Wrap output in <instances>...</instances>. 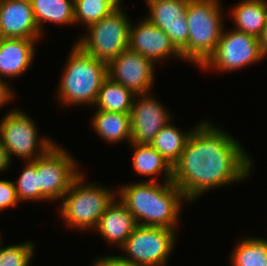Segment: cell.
Listing matches in <instances>:
<instances>
[{
    "instance_id": "1",
    "label": "cell",
    "mask_w": 267,
    "mask_h": 266,
    "mask_svg": "<svg viewBox=\"0 0 267 266\" xmlns=\"http://www.w3.org/2000/svg\"><path fill=\"white\" fill-rule=\"evenodd\" d=\"M213 124L206 119L194 126L173 166L172 182L188 203L216 187L243 182L252 173L254 164L246 149Z\"/></svg>"
},
{
    "instance_id": "2",
    "label": "cell",
    "mask_w": 267,
    "mask_h": 266,
    "mask_svg": "<svg viewBox=\"0 0 267 266\" xmlns=\"http://www.w3.org/2000/svg\"><path fill=\"white\" fill-rule=\"evenodd\" d=\"M117 190V198L137 225L176 230L182 203L187 200L172 181H139L122 185Z\"/></svg>"
},
{
    "instance_id": "3",
    "label": "cell",
    "mask_w": 267,
    "mask_h": 266,
    "mask_svg": "<svg viewBox=\"0 0 267 266\" xmlns=\"http://www.w3.org/2000/svg\"><path fill=\"white\" fill-rule=\"evenodd\" d=\"M64 64L57 94L58 104L93 106L102 83L108 78V64L72 45Z\"/></svg>"
},
{
    "instance_id": "4",
    "label": "cell",
    "mask_w": 267,
    "mask_h": 266,
    "mask_svg": "<svg viewBox=\"0 0 267 266\" xmlns=\"http://www.w3.org/2000/svg\"><path fill=\"white\" fill-rule=\"evenodd\" d=\"M220 0H189L186 11L188 42L180 51L183 61L200 68L215 52L224 28ZM224 14V15H223Z\"/></svg>"
},
{
    "instance_id": "5",
    "label": "cell",
    "mask_w": 267,
    "mask_h": 266,
    "mask_svg": "<svg viewBox=\"0 0 267 266\" xmlns=\"http://www.w3.org/2000/svg\"><path fill=\"white\" fill-rule=\"evenodd\" d=\"M81 173L62 197L59 214L68 228L93 230L107 207L117 198V191L85 181ZM88 183V184H87ZM114 190V191H113Z\"/></svg>"
},
{
    "instance_id": "6",
    "label": "cell",
    "mask_w": 267,
    "mask_h": 266,
    "mask_svg": "<svg viewBox=\"0 0 267 266\" xmlns=\"http://www.w3.org/2000/svg\"><path fill=\"white\" fill-rule=\"evenodd\" d=\"M123 6L113 10L98 22L87 26V34L78 37L75 43L86 53L107 64L129 48L131 20Z\"/></svg>"
},
{
    "instance_id": "7",
    "label": "cell",
    "mask_w": 267,
    "mask_h": 266,
    "mask_svg": "<svg viewBox=\"0 0 267 266\" xmlns=\"http://www.w3.org/2000/svg\"><path fill=\"white\" fill-rule=\"evenodd\" d=\"M28 115L15 108L1 118L0 139L11 161L12 156L19 157L23 162L34 161L55 144L52 138L38 136L36 123Z\"/></svg>"
},
{
    "instance_id": "8",
    "label": "cell",
    "mask_w": 267,
    "mask_h": 266,
    "mask_svg": "<svg viewBox=\"0 0 267 266\" xmlns=\"http://www.w3.org/2000/svg\"><path fill=\"white\" fill-rule=\"evenodd\" d=\"M176 230L137 225L119 256L137 266H166L177 240ZM124 255V256H123Z\"/></svg>"
},
{
    "instance_id": "9",
    "label": "cell",
    "mask_w": 267,
    "mask_h": 266,
    "mask_svg": "<svg viewBox=\"0 0 267 266\" xmlns=\"http://www.w3.org/2000/svg\"><path fill=\"white\" fill-rule=\"evenodd\" d=\"M78 163L67 149L54 144L36 159L41 201H61L73 181L82 173Z\"/></svg>"
},
{
    "instance_id": "10",
    "label": "cell",
    "mask_w": 267,
    "mask_h": 266,
    "mask_svg": "<svg viewBox=\"0 0 267 266\" xmlns=\"http://www.w3.org/2000/svg\"><path fill=\"white\" fill-rule=\"evenodd\" d=\"M264 60L259 38L235 29L222 31L215 52L199 68L203 71L214 69L230 72Z\"/></svg>"
},
{
    "instance_id": "11",
    "label": "cell",
    "mask_w": 267,
    "mask_h": 266,
    "mask_svg": "<svg viewBox=\"0 0 267 266\" xmlns=\"http://www.w3.org/2000/svg\"><path fill=\"white\" fill-rule=\"evenodd\" d=\"M155 65L151 59L127 48L108 63V77L135 95L148 94L155 84Z\"/></svg>"
},
{
    "instance_id": "12",
    "label": "cell",
    "mask_w": 267,
    "mask_h": 266,
    "mask_svg": "<svg viewBox=\"0 0 267 266\" xmlns=\"http://www.w3.org/2000/svg\"><path fill=\"white\" fill-rule=\"evenodd\" d=\"M150 94L135 95L130 110L132 143L150 144L162 127L173 119L169 109Z\"/></svg>"
},
{
    "instance_id": "13",
    "label": "cell",
    "mask_w": 267,
    "mask_h": 266,
    "mask_svg": "<svg viewBox=\"0 0 267 266\" xmlns=\"http://www.w3.org/2000/svg\"><path fill=\"white\" fill-rule=\"evenodd\" d=\"M138 24L130 23L129 48L155 64L163 63L166 58L173 57L183 60L181 52L174 46L168 35L146 18L140 19Z\"/></svg>"
},
{
    "instance_id": "14",
    "label": "cell",
    "mask_w": 267,
    "mask_h": 266,
    "mask_svg": "<svg viewBox=\"0 0 267 266\" xmlns=\"http://www.w3.org/2000/svg\"><path fill=\"white\" fill-rule=\"evenodd\" d=\"M189 0H151L145 17L164 31L174 46L181 51L188 42L186 11Z\"/></svg>"
},
{
    "instance_id": "15",
    "label": "cell",
    "mask_w": 267,
    "mask_h": 266,
    "mask_svg": "<svg viewBox=\"0 0 267 266\" xmlns=\"http://www.w3.org/2000/svg\"><path fill=\"white\" fill-rule=\"evenodd\" d=\"M43 36L35 21L30 0H0L1 38L39 41Z\"/></svg>"
},
{
    "instance_id": "16",
    "label": "cell",
    "mask_w": 267,
    "mask_h": 266,
    "mask_svg": "<svg viewBox=\"0 0 267 266\" xmlns=\"http://www.w3.org/2000/svg\"><path fill=\"white\" fill-rule=\"evenodd\" d=\"M38 41L25 38L0 37V78H18L25 73L35 58ZM6 77V78H5Z\"/></svg>"
},
{
    "instance_id": "17",
    "label": "cell",
    "mask_w": 267,
    "mask_h": 266,
    "mask_svg": "<svg viewBox=\"0 0 267 266\" xmlns=\"http://www.w3.org/2000/svg\"><path fill=\"white\" fill-rule=\"evenodd\" d=\"M117 198L107 207L93 229L100 234L108 244L116 245L119 249L125 244L137 223L125 205Z\"/></svg>"
},
{
    "instance_id": "18",
    "label": "cell",
    "mask_w": 267,
    "mask_h": 266,
    "mask_svg": "<svg viewBox=\"0 0 267 266\" xmlns=\"http://www.w3.org/2000/svg\"><path fill=\"white\" fill-rule=\"evenodd\" d=\"M131 144L134 154L132 157V166L136 174L141 176H151L149 181L157 182L160 174L163 176V182L172 181L173 167L166 159L157 152L150 144ZM154 176V177H153Z\"/></svg>"
},
{
    "instance_id": "19",
    "label": "cell",
    "mask_w": 267,
    "mask_h": 266,
    "mask_svg": "<svg viewBox=\"0 0 267 266\" xmlns=\"http://www.w3.org/2000/svg\"><path fill=\"white\" fill-rule=\"evenodd\" d=\"M91 126L104 142L118 144L126 140L131 142L130 114L94 110Z\"/></svg>"
},
{
    "instance_id": "20",
    "label": "cell",
    "mask_w": 267,
    "mask_h": 266,
    "mask_svg": "<svg viewBox=\"0 0 267 266\" xmlns=\"http://www.w3.org/2000/svg\"><path fill=\"white\" fill-rule=\"evenodd\" d=\"M232 8L233 29L259 37L267 20V1L242 0Z\"/></svg>"
},
{
    "instance_id": "21",
    "label": "cell",
    "mask_w": 267,
    "mask_h": 266,
    "mask_svg": "<svg viewBox=\"0 0 267 266\" xmlns=\"http://www.w3.org/2000/svg\"><path fill=\"white\" fill-rule=\"evenodd\" d=\"M35 21L44 35L43 24L75 25L74 0H30ZM46 22V23H45Z\"/></svg>"
},
{
    "instance_id": "22",
    "label": "cell",
    "mask_w": 267,
    "mask_h": 266,
    "mask_svg": "<svg viewBox=\"0 0 267 266\" xmlns=\"http://www.w3.org/2000/svg\"><path fill=\"white\" fill-rule=\"evenodd\" d=\"M172 121L162 127L150 145L173 167L180 159L191 130L182 131Z\"/></svg>"
},
{
    "instance_id": "23",
    "label": "cell",
    "mask_w": 267,
    "mask_h": 266,
    "mask_svg": "<svg viewBox=\"0 0 267 266\" xmlns=\"http://www.w3.org/2000/svg\"><path fill=\"white\" fill-rule=\"evenodd\" d=\"M135 94L109 77L102 83L93 106L96 110L130 114Z\"/></svg>"
},
{
    "instance_id": "24",
    "label": "cell",
    "mask_w": 267,
    "mask_h": 266,
    "mask_svg": "<svg viewBox=\"0 0 267 266\" xmlns=\"http://www.w3.org/2000/svg\"><path fill=\"white\" fill-rule=\"evenodd\" d=\"M231 266H267V239L243 237L230 256Z\"/></svg>"
},
{
    "instance_id": "25",
    "label": "cell",
    "mask_w": 267,
    "mask_h": 266,
    "mask_svg": "<svg viewBox=\"0 0 267 266\" xmlns=\"http://www.w3.org/2000/svg\"><path fill=\"white\" fill-rule=\"evenodd\" d=\"M20 177L13 181L18 200L40 201L41 191L39 188L38 173L36 170V160L26 161Z\"/></svg>"
},
{
    "instance_id": "26",
    "label": "cell",
    "mask_w": 267,
    "mask_h": 266,
    "mask_svg": "<svg viewBox=\"0 0 267 266\" xmlns=\"http://www.w3.org/2000/svg\"><path fill=\"white\" fill-rule=\"evenodd\" d=\"M113 10L101 0H74L75 24L89 26L106 17Z\"/></svg>"
},
{
    "instance_id": "27",
    "label": "cell",
    "mask_w": 267,
    "mask_h": 266,
    "mask_svg": "<svg viewBox=\"0 0 267 266\" xmlns=\"http://www.w3.org/2000/svg\"><path fill=\"white\" fill-rule=\"evenodd\" d=\"M0 241V266H30L35 253L32 241L2 247Z\"/></svg>"
},
{
    "instance_id": "28",
    "label": "cell",
    "mask_w": 267,
    "mask_h": 266,
    "mask_svg": "<svg viewBox=\"0 0 267 266\" xmlns=\"http://www.w3.org/2000/svg\"><path fill=\"white\" fill-rule=\"evenodd\" d=\"M18 200L13 181L0 179V212L10 207H17Z\"/></svg>"
},
{
    "instance_id": "29",
    "label": "cell",
    "mask_w": 267,
    "mask_h": 266,
    "mask_svg": "<svg viewBox=\"0 0 267 266\" xmlns=\"http://www.w3.org/2000/svg\"><path fill=\"white\" fill-rule=\"evenodd\" d=\"M91 266H137L135 264L129 263L128 261L123 260L119 255H105L98 257L96 260H93Z\"/></svg>"
},
{
    "instance_id": "30",
    "label": "cell",
    "mask_w": 267,
    "mask_h": 266,
    "mask_svg": "<svg viewBox=\"0 0 267 266\" xmlns=\"http://www.w3.org/2000/svg\"><path fill=\"white\" fill-rule=\"evenodd\" d=\"M10 87L7 81L0 78V108L15 99L13 89Z\"/></svg>"
},
{
    "instance_id": "31",
    "label": "cell",
    "mask_w": 267,
    "mask_h": 266,
    "mask_svg": "<svg viewBox=\"0 0 267 266\" xmlns=\"http://www.w3.org/2000/svg\"><path fill=\"white\" fill-rule=\"evenodd\" d=\"M10 162L9 154L0 139V172L3 173L5 170H8L11 164Z\"/></svg>"
},
{
    "instance_id": "32",
    "label": "cell",
    "mask_w": 267,
    "mask_h": 266,
    "mask_svg": "<svg viewBox=\"0 0 267 266\" xmlns=\"http://www.w3.org/2000/svg\"><path fill=\"white\" fill-rule=\"evenodd\" d=\"M258 38H259V44H260L262 56L266 58L267 57V20H266L265 27L261 35Z\"/></svg>"
},
{
    "instance_id": "33",
    "label": "cell",
    "mask_w": 267,
    "mask_h": 266,
    "mask_svg": "<svg viewBox=\"0 0 267 266\" xmlns=\"http://www.w3.org/2000/svg\"><path fill=\"white\" fill-rule=\"evenodd\" d=\"M105 2L112 10H116L122 7V3L119 0H101Z\"/></svg>"
}]
</instances>
